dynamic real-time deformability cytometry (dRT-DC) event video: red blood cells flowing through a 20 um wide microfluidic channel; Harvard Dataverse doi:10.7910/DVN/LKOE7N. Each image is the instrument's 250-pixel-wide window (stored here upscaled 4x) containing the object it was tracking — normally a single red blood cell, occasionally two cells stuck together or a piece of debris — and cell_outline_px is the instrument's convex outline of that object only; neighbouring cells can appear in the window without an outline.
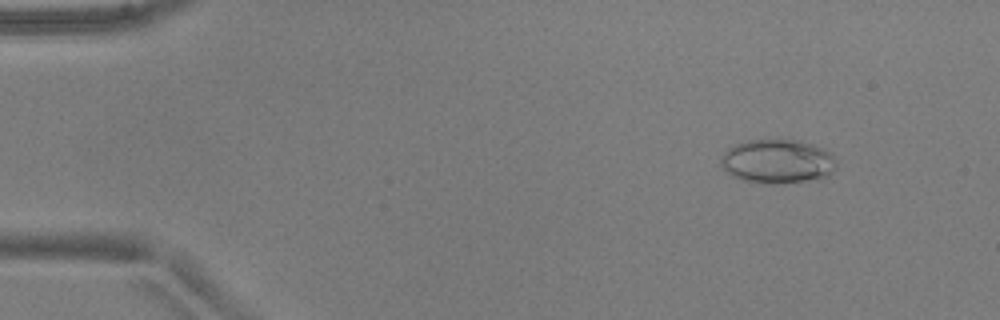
{"species": "common noctule bat (a hibernating species)", "species_latin": "Nyctalus noctula", "temperature_condition": "warm", "stored_images_in_passage": 47, "camera_frame_rate_fps": 3000, "um_per_image_px": 0.085, "animal": {"sex": "male", "body_mass_g": 17.9, "forearm_length_mm": 54.2}, "frame": {"image": 1, "passage_image": 1, "time_ms": 0.0, "image_size_px": [1000, 320], "cell_outline_px": [[836, 168], [828, 176], [820, 180], [776, 184], [768, 184], [740, 180], [732, 176], [720, 164], [720, 160], [724, 152], [728, 148], [736, 144], [748, 140], [800, 140], [812, 144], [828, 152], [836, 160]], "centroid_in_image_um": [66.09, 13.74], "position_along_channel_um": 18.9, "area_um2": 29.94}}
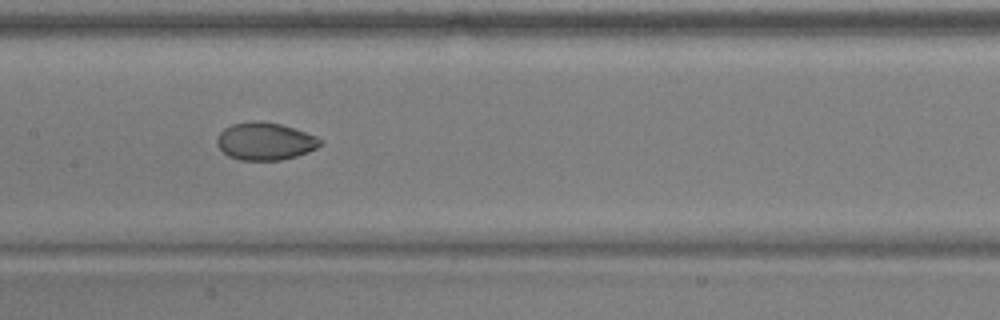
{"frame": {"image": 2, "passage_image": 21, "time_ms": 6.667, "image_size_px": [1000, 320], "cell_outline_px": [[324, 144], [308, 152], [296, 156], [280, 160], [240, 160], [228, 156], [216, 144], [216, 140], [220, 132], [224, 128], [232, 124], [280, 124], [316, 136]], "centroid_in_image_um": [22.54, 12.06], "position_along_channel_um": 184.9, "area_um2": 21.79}}
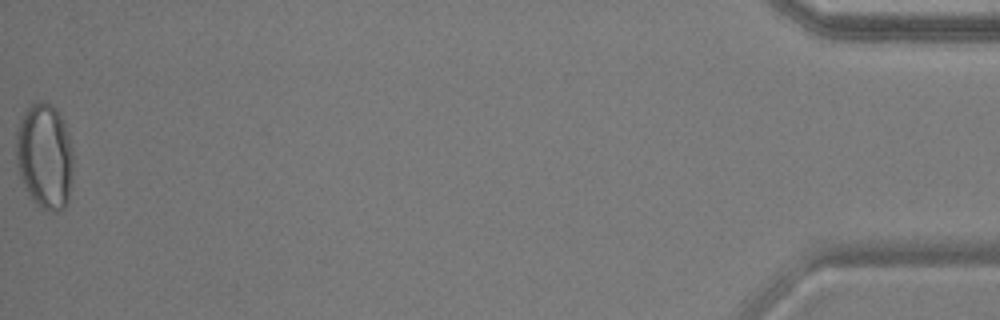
{"frame": {"image": 3, "passage_image": 47, "time_ms": 15.333, "image_size_px": [1000, 320], "cell_outline_px": [[72, 184], [68, 204], [60, 212], [52, 212], [40, 208], [28, 196], [20, 176], [16, 164], [16, 132], [24, 108], [36, 100], [44, 100], [52, 104], [60, 112], [68, 132], [72, 148]], "centroid_in_image_um": [3.8, 13.27], "position_along_channel_um": 431.4, "area_um2": 36.3}, "authors_computed_cell_mechanics": {"area_um2": 25.0274, "velocity_mm_per_s": 3.9123, "shape_relaxation_time_tau1_ms": null, "shape_relaxation_time_tau2_ms": 1.2576, "deformation_change_tau1": null, "deformation_change_tau2": 0.0335}}